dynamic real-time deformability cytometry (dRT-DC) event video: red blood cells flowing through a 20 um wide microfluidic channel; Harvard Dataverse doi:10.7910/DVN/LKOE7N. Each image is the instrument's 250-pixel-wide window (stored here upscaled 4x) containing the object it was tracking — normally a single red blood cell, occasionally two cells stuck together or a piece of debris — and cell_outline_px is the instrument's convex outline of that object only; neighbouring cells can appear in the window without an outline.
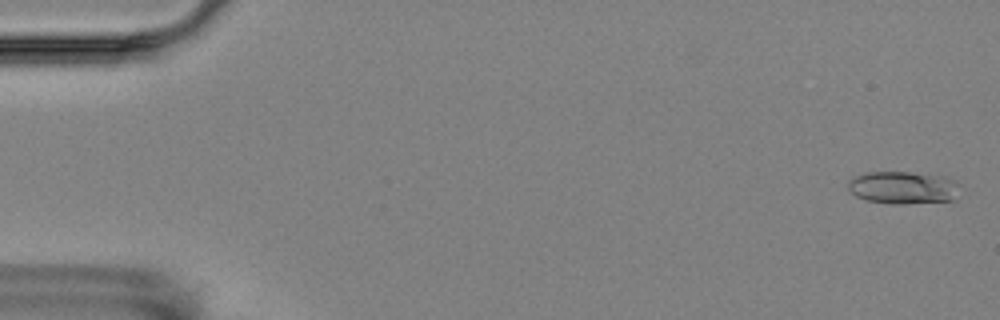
{"species": "Egyptian fruit bat (a non-hibernating species)", "species_latin": "Rousettus aegyptiacus", "temperature_condition": "room temperature", "stored_images_in_passage": 7, "camera_frame_rate_fps": 3000, "um_per_image_px": 0.085, "animal": {"sex": "female"}, "frame": {"image": 1, "passage_image": 1, "time_ms": 0.0, "image_size_px": [1000, 320], "cell_outline_px": [[960, 184], [956, 200], [904, 204], [892, 204], [868, 200], [856, 196], [848, 188], [848, 180], [852, 176], [864, 172], [912, 172], [944, 176], [956, 180]], "centroid_in_image_um": [76.79, 15.94], "position_along_channel_um": 8.2, "area_um2": 21.62}}